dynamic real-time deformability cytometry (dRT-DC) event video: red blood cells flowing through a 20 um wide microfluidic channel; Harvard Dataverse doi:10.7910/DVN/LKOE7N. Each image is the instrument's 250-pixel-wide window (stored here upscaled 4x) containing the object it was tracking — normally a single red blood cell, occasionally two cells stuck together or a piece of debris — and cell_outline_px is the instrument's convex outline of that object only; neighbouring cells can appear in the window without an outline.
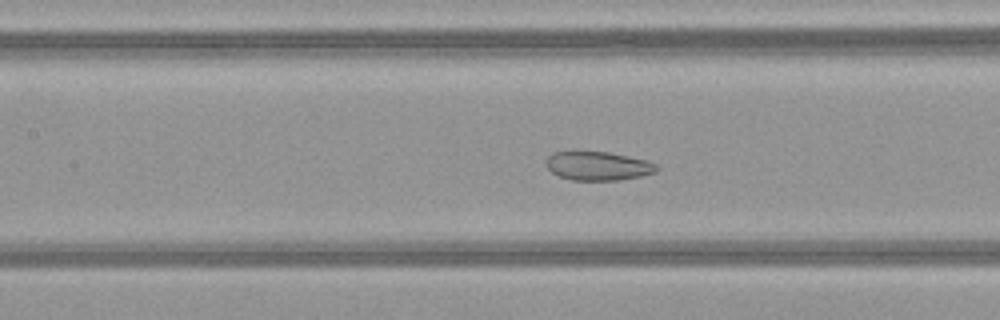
{"species": "common noctule bat (a hibernating species)", "species_latin": "Nyctalus noctula", "temperature_condition": "warm", "stored_images_in_passage": 50, "camera_frame_rate_fps": 3000, "um_per_image_px": 0.085, "animal": {"sex": "female", "body_mass_g": 21.9}, "frame": {"image": 1, "passage_image": 23, "time_ms": 7.333, "image_size_px": [1000, 320], "cell_outline_px": [[660, 168], [656, 172], [640, 176], [620, 180], [572, 180], [560, 176], [552, 172], [544, 164], [548, 156], [552, 152], [608, 152], [648, 160], [656, 164]], "centroid_in_image_um": [50.85, 14.1], "position_along_channel_um": 156.6, "area_um2": 18.55}}
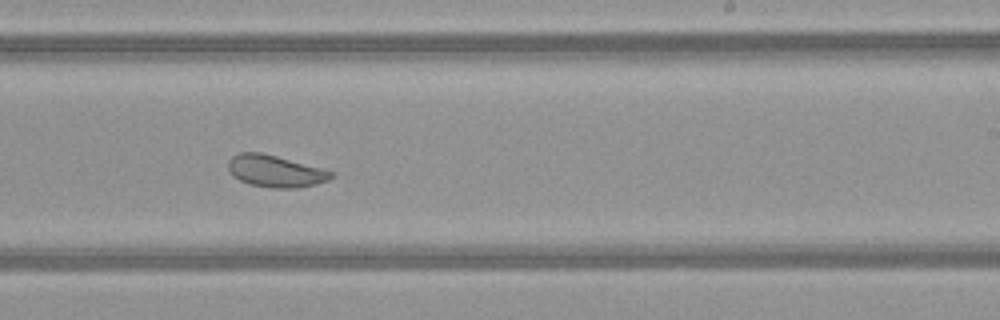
{"frame": {"image": 2, "passage_image": 31, "time_ms": 10.0, "image_size_px": [1000, 320], "cell_outline_px": [[336, 176], [328, 180], [316, 184], [296, 188], [272, 188], [248, 184], [232, 176], [228, 168], [228, 160], [232, 156], [240, 152], [260, 152], [324, 168], [336, 172]], "centroid_in_image_um": [23.44, 14.55], "position_along_channel_um": 265.6, "area_um2": 19.42}}
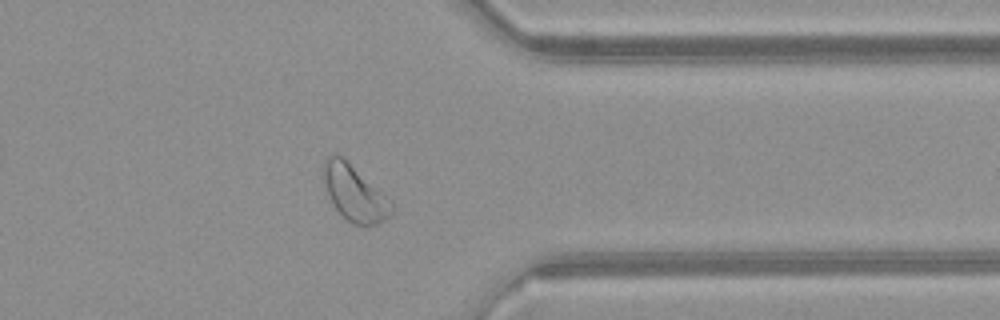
{"frame": {"image": 3, "passage_image": 40, "time_ms": 13.0, "image_size_px": [1000, 320], "cell_outline_px": [[392, 216], [376, 224], [352, 224], [332, 204], [324, 184], [324, 160], [332, 152], [340, 156], [392, 200]], "centroid_in_image_um": [30.14, 16.42], "position_along_channel_um": 381.3, "area_um2": 21.62}, "authors_computed_cell_mechanics": {"area_um2": 25.0274, "velocity_mm_per_s": 4.0982, "shape_relaxation_time_tau1_ms": null, "shape_relaxation_time_tau2_ms": 1.5669, "deformation_change_tau1": null, "deformation_change_tau2": 0.0874}}